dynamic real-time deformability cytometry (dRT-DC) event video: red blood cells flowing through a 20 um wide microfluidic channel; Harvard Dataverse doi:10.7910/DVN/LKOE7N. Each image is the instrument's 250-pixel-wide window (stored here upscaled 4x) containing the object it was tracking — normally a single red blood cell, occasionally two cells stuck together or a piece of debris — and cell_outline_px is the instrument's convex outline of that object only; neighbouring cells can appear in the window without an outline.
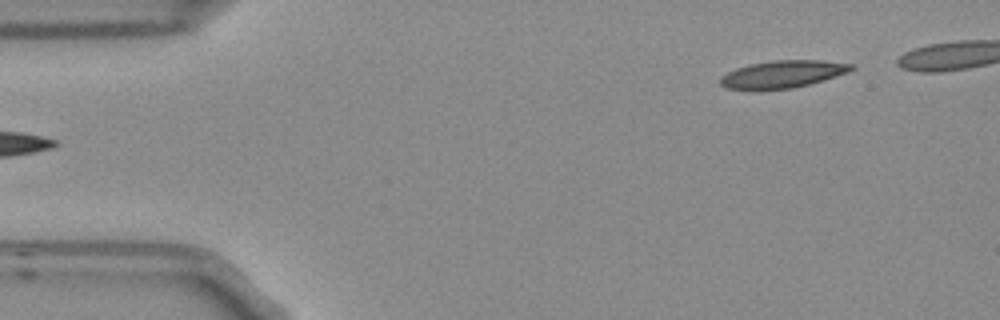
{"species": "Egyptian fruit bat (a non-hibernating species)", "species_latin": "Rousettus aegyptiacus", "temperature_condition": "room temperature", "stored_images_in_passage": 5, "segment_of_instrument_passage": [2, 2], "camera_frame_rate_fps": 3000, "um_per_image_px": 0.085, "frame": {"image": 1, "passage_image": 5, "time_ms": 1.333, "image_size_px": [1000, 320], "cell_outline_px": [[856, 68], [848, 72], [836, 76], [808, 84], [792, 88], [724, 88], [720, 84], [720, 76], [736, 68], [748, 64], [772, 60], [820, 60], [856, 64]], "centroid_in_image_um": [66.57, 6.27], "position_along_channel_um": 18.4, "area_um2": 20.58}}